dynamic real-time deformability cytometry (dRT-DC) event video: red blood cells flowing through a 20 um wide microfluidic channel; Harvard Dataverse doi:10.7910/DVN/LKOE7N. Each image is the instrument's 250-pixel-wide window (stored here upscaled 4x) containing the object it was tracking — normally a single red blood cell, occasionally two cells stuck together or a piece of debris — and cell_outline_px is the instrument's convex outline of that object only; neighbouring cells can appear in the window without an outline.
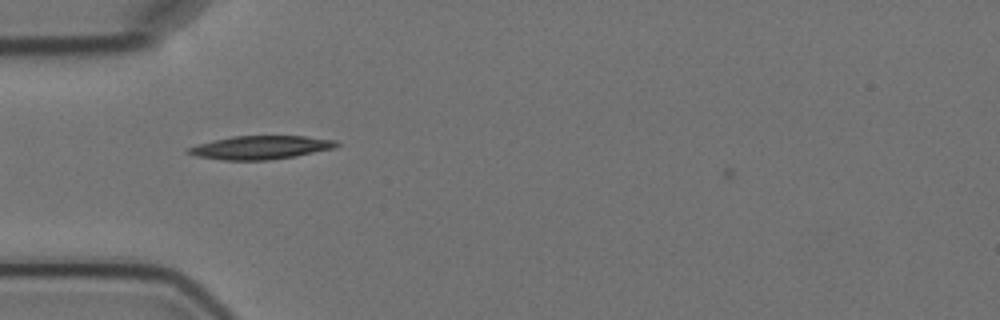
{"species": "Egyptian fruit bat (a non-hibernating species)", "species_latin": "Rousettus aegyptiacus", "temperature_condition": "cold", "stored_images_in_passage": 6, "camera_frame_rate_fps": 3000, "um_per_image_px": 0.085, "animal": {"sex": "female"}, "frame": {"image": 1, "passage_image": 3, "time_ms": 2.333, "image_size_px": [1000, 320], "cell_outline_px": [[340, 144], [332, 148], [296, 156], [268, 160], [224, 160], [196, 156], [184, 152], [184, 148], [212, 140], [232, 136], [304, 136], [336, 140]], "centroid_in_image_um": [22.08, 12.53], "position_along_channel_um": 62.9, "area_um2": 20.29}}
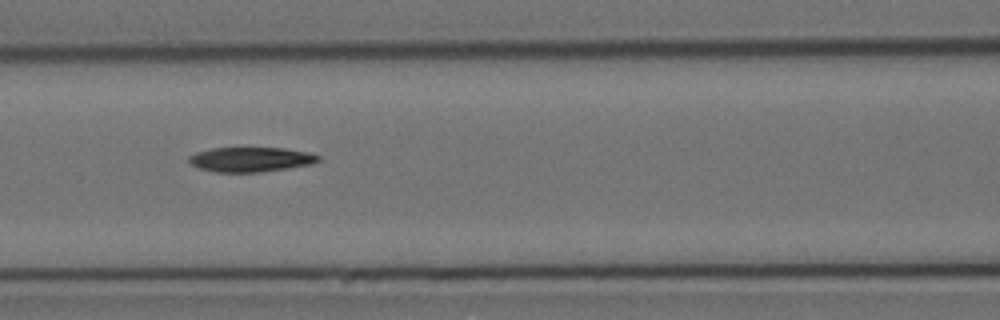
{"frame": {"image": 2, "passage_image": 5, "time_ms": 4.667, "image_size_px": [1000, 320], "cell_outline_px": [[320, 160], [312, 164], [288, 168], [260, 172], [216, 172], [200, 168], [192, 164], [188, 160], [188, 156], [196, 152], [212, 148], [284, 148], [308, 152], [320, 156]], "centroid_in_image_um": [21.32, 13.55], "position_along_channel_um": 145.3, "area_um2": 18.55}}
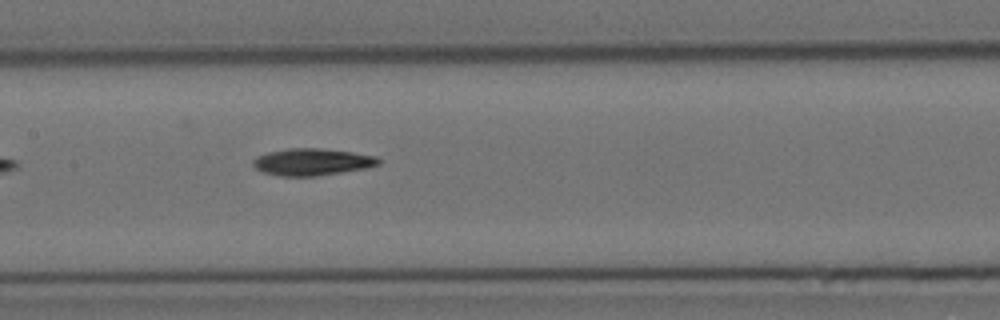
{"frame": {"image": 3, "passage_image": 6, "time_ms": 5.667, "image_size_px": [1000, 320], "cell_outline_px": [[380, 164], [364, 168], [316, 176], [280, 176], [264, 172], [256, 168], [252, 164], [252, 160], [256, 156], [268, 152], [288, 148], [320, 148], [352, 152], [376, 156], [380, 160]], "centroid_in_image_um": [26.5, 13.75], "position_along_channel_um": 180.9, "area_um2": 19.59}}